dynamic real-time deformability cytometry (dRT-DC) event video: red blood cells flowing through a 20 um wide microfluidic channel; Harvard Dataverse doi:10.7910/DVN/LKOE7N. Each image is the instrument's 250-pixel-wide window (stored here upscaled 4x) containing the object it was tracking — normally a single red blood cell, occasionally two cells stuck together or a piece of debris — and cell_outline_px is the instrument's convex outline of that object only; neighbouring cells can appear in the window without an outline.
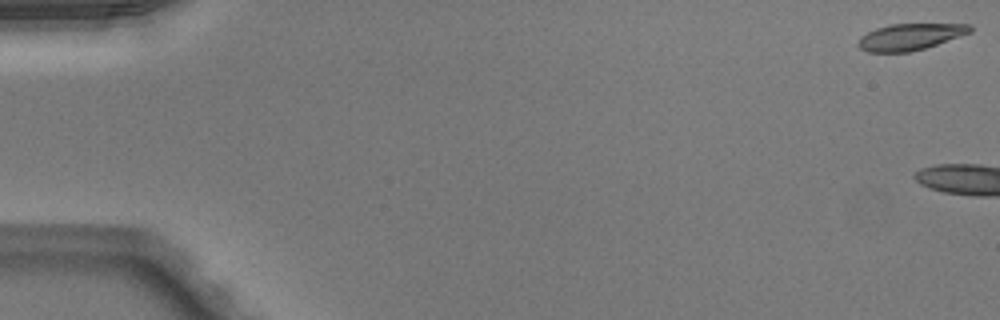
{"species": "Egyptian fruit bat (a non-hibernating species)", "species_latin": "Rousettus aegyptiacus", "temperature_condition": "warm", "stored_images_in_passage": 14, "camera_frame_rate_fps": 3000, "um_per_image_px": 0.085, "animal": {"sex": "male"}, "frame": {"image": 1, "passage_image": 1, "time_ms": 0.0, "image_size_px": [1000, 320], "cell_outline_px": [[972, 32], [924, 48], [908, 52], [868, 52], [860, 48], [856, 44], [860, 36], [876, 28], [888, 24], [972, 24]], "centroid_in_image_um": [77.33, 3.12], "position_along_channel_um": 7.7, "area_um2": 17.22}}
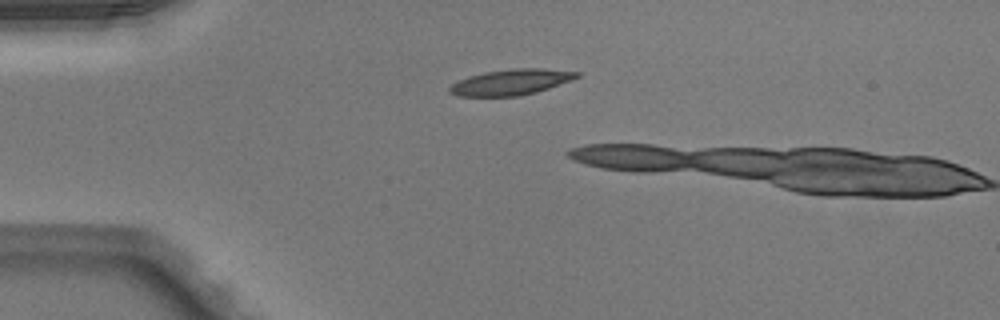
{"frame": {"image": 2, "passage_image": 13, "time_ms": 4.0, "image_size_px": [1000, 320], "cell_outline_px": [[580, 76], [572, 80], [536, 92], [516, 96], [460, 96], [448, 92], [448, 88], [452, 84], [460, 80], [484, 72], [516, 68], [540, 68], [580, 72]], "centroid_in_image_um": [43.46, 6.98], "position_along_channel_um": 41.5, "area_um2": 18.84}}